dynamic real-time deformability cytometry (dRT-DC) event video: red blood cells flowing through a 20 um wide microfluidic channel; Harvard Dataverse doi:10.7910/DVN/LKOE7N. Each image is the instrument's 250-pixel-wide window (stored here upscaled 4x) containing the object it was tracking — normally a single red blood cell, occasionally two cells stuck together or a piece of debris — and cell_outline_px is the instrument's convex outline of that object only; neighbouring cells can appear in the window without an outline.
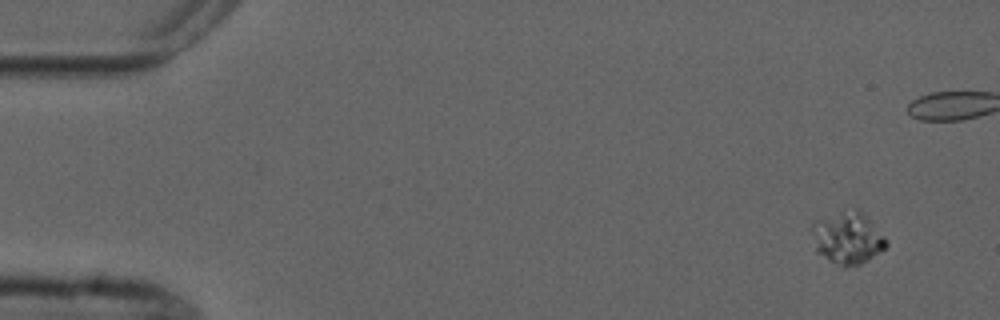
{"species": "common noctule bat (a hibernating species)", "species_latin": "Nyctalus noctula", "temperature_condition": "cold", "stored_images_in_passage": 5, "camera_frame_rate_fps": 3000, "um_per_image_px": 0.085, "animal": {"sex": "male", "forearm_length_mm": 52.5}, "frame": {"image": 1, "passage_image": 1, "time_ms": 0.0, "image_size_px": [1000, 320], "cell_outline_px": [[888, 244], [884, 248], [868, 260], [860, 264], [844, 268], [828, 260], [816, 252], [812, 232], [812, 224], [816, 220], [856, 208], [888, 240]], "centroid_in_image_um": [72.02, 20.28], "position_along_channel_um": 13.0, "area_um2": 22.02}}
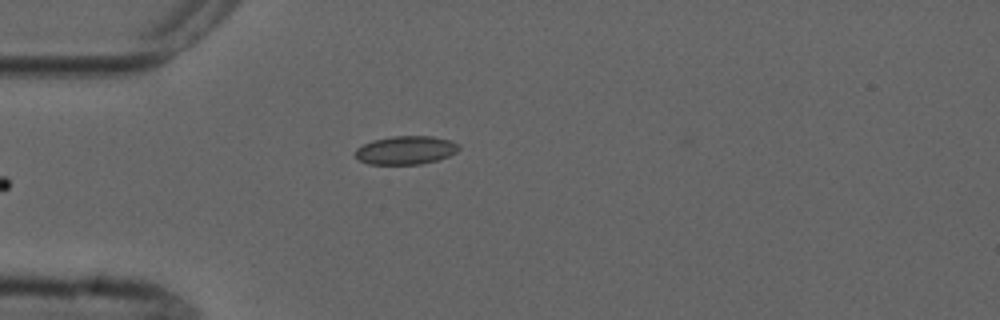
{"frame": {"image": 2, "passage_image": 5, "time_ms": 5.333, "image_size_px": [1000, 320], "cell_outline_px": [[460, 148], [456, 152], [448, 156], [436, 160], [420, 164], [368, 164], [360, 160], [356, 156], [356, 148], [372, 140], [392, 136], [432, 136], [452, 140], [460, 144]], "centroid_in_image_um": [34.52, 12.75], "position_along_channel_um": 50.5, "area_um2": 17.17}}